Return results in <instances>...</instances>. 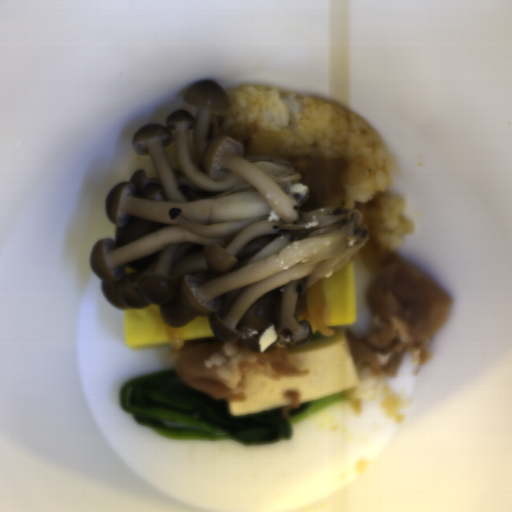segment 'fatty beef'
<instances>
[{
  "mask_svg": "<svg viewBox=\"0 0 512 512\" xmlns=\"http://www.w3.org/2000/svg\"><path fill=\"white\" fill-rule=\"evenodd\" d=\"M286 161L297 171L299 185L307 186L309 200L303 209H342L346 190L341 179L349 166L347 158L294 156Z\"/></svg>",
  "mask_w": 512,
  "mask_h": 512,
  "instance_id": "obj_1",
  "label": "fatty beef"
},
{
  "mask_svg": "<svg viewBox=\"0 0 512 512\" xmlns=\"http://www.w3.org/2000/svg\"><path fill=\"white\" fill-rule=\"evenodd\" d=\"M258 128L256 124H236L223 133L230 138L239 141L244 147L243 156L249 158L252 140L255 134H257Z\"/></svg>",
  "mask_w": 512,
  "mask_h": 512,
  "instance_id": "obj_2",
  "label": "fatty beef"
}]
</instances>
